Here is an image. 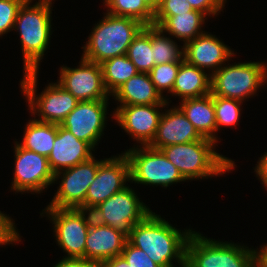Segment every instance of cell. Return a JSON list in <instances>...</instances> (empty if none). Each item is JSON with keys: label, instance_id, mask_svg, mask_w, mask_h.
Segmentation results:
<instances>
[{"label": "cell", "instance_id": "obj_32", "mask_svg": "<svg viewBox=\"0 0 267 267\" xmlns=\"http://www.w3.org/2000/svg\"><path fill=\"white\" fill-rule=\"evenodd\" d=\"M25 0H0V36L14 28L18 10Z\"/></svg>", "mask_w": 267, "mask_h": 267}, {"label": "cell", "instance_id": "obj_25", "mask_svg": "<svg viewBox=\"0 0 267 267\" xmlns=\"http://www.w3.org/2000/svg\"><path fill=\"white\" fill-rule=\"evenodd\" d=\"M25 126L22 143H17L22 148L48 158L56 138L57 124L38 121L34 116Z\"/></svg>", "mask_w": 267, "mask_h": 267}, {"label": "cell", "instance_id": "obj_34", "mask_svg": "<svg viewBox=\"0 0 267 267\" xmlns=\"http://www.w3.org/2000/svg\"><path fill=\"white\" fill-rule=\"evenodd\" d=\"M194 10L187 0H161L154 16H176Z\"/></svg>", "mask_w": 267, "mask_h": 267}, {"label": "cell", "instance_id": "obj_1", "mask_svg": "<svg viewBox=\"0 0 267 267\" xmlns=\"http://www.w3.org/2000/svg\"><path fill=\"white\" fill-rule=\"evenodd\" d=\"M193 231H182L160 215L151 212L142 222L135 224L127 240L144 251L160 267H185L186 245Z\"/></svg>", "mask_w": 267, "mask_h": 267}, {"label": "cell", "instance_id": "obj_10", "mask_svg": "<svg viewBox=\"0 0 267 267\" xmlns=\"http://www.w3.org/2000/svg\"><path fill=\"white\" fill-rule=\"evenodd\" d=\"M45 208L44 213L54 224L55 240L67 253L65 258H85L86 237L93 219L91 212L80 208Z\"/></svg>", "mask_w": 267, "mask_h": 267}, {"label": "cell", "instance_id": "obj_23", "mask_svg": "<svg viewBox=\"0 0 267 267\" xmlns=\"http://www.w3.org/2000/svg\"><path fill=\"white\" fill-rule=\"evenodd\" d=\"M206 15L197 10L177 14L176 16H154L153 25L160 27L164 33L186 42L205 33L202 24Z\"/></svg>", "mask_w": 267, "mask_h": 267}, {"label": "cell", "instance_id": "obj_24", "mask_svg": "<svg viewBox=\"0 0 267 267\" xmlns=\"http://www.w3.org/2000/svg\"><path fill=\"white\" fill-rule=\"evenodd\" d=\"M205 71L183 60L170 94L185 100L211 93V74Z\"/></svg>", "mask_w": 267, "mask_h": 267}, {"label": "cell", "instance_id": "obj_28", "mask_svg": "<svg viewBox=\"0 0 267 267\" xmlns=\"http://www.w3.org/2000/svg\"><path fill=\"white\" fill-rule=\"evenodd\" d=\"M126 56L136 66L139 73H149L152 70L155 60L150 39V25L144 26L133 39Z\"/></svg>", "mask_w": 267, "mask_h": 267}, {"label": "cell", "instance_id": "obj_17", "mask_svg": "<svg viewBox=\"0 0 267 267\" xmlns=\"http://www.w3.org/2000/svg\"><path fill=\"white\" fill-rule=\"evenodd\" d=\"M184 60L200 69L212 70L210 74L218 71L226 61L234 55V51L215 35L206 31L193 40L183 44Z\"/></svg>", "mask_w": 267, "mask_h": 267}, {"label": "cell", "instance_id": "obj_14", "mask_svg": "<svg viewBox=\"0 0 267 267\" xmlns=\"http://www.w3.org/2000/svg\"><path fill=\"white\" fill-rule=\"evenodd\" d=\"M57 83L78 101L109 100L100 64L81 57L77 68L62 66Z\"/></svg>", "mask_w": 267, "mask_h": 267}, {"label": "cell", "instance_id": "obj_5", "mask_svg": "<svg viewBox=\"0 0 267 267\" xmlns=\"http://www.w3.org/2000/svg\"><path fill=\"white\" fill-rule=\"evenodd\" d=\"M257 249L215 241L193 231L187 241L185 267H258Z\"/></svg>", "mask_w": 267, "mask_h": 267}, {"label": "cell", "instance_id": "obj_27", "mask_svg": "<svg viewBox=\"0 0 267 267\" xmlns=\"http://www.w3.org/2000/svg\"><path fill=\"white\" fill-rule=\"evenodd\" d=\"M167 37L164 31L155 25H150V39L153 48L155 66L159 64H167L170 62H182L184 60V47L181 48Z\"/></svg>", "mask_w": 267, "mask_h": 267}, {"label": "cell", "instance_id": "obj_38", "mask_svg": "<svg viewBox=\"0 0 267 267\" xmlns=\"http://www.w3.org/2000/svg\"><path fill=\"white\" fill-rule=\"evenodd\" d=\"M255 171L258 179L261 180V184L264 185V188L267 190V152L260 156L259 161H257Z\"/></svg>", "mask_w": 267, "mask_h": 267}, {"label": "cell", "instance_id": "obj_20", "mask_svg": "<svg viewBox=\"0 0 267 267\" xmlns=\"http://www.w3.org/2000/svg\"><path fill=\"white\" fill-rule=\"evenodd\" d=\"M127 237L114 228L92 219L86 237L85 258L101 264L121 255Z\"/></svg>", "mask_w": 267, "mask_h": 267}, {"label": "cell", "instance_id": "obj_37", "mask_svg": "<svg viewBox=\"0 0 267 267\" xmlns=\"http://www.w3.org/2000/svg\"><path fill=\"white\" fill-rule=\"evenodd\" d=\"M54 267H100V264L87 258H64Z\"/></svg>", "mask_w": 267, "mask_h": 267}, {"label": "cell", "instance_id": "obj_22", "mask_svg": "<svg viewBox=\"0 0 267 267\" xmlns=\"http://www.w3.org/2000/svg\"><path fill=\"white\" fill-rule=\"evenodd\" d=\"M181 103V104H180ZM177 106L193 124L198 133L218 143L214 109V96L211 93L196 98L181 100Z\"/></svg>", "mask_w": 267, "mask_h": 267}, {"label": "cell", "instance_id": "obj_11", "mask_svg": "<svg viewBox=\"0 0 267 267\" xmlns=\"http://www.w3.org/2000/svg\"><path fill=\"white\" fill-rule=\"evenodd\" d=\"M102 161L95 160L93 156L86 162L56 172L54 183L60 178L61 183L47 207L80 208L85 210V198L88 187L94 181L99 164Z\"/></svg>", "mask_w": 267, "mask_h": 267}, {"label": "cell", "instance_id": "obj_35", "mask_svg": "<svg viewBox=\"0 0 267 267\" xmlns=\"http://www.w3.org/2000/svg\"><path fill=\"white\" fill-rule=\"evenodd\" d=\"M13 219L0 211V245L15 244L21 241Z\"/></svg>", "mask_w": 267, "mask_h": 267}, {"label": "cell", "instance_id": "obj_39", "mask_svg": "<svg viewBox=\"0 0 267 267\" xmlns=\"http://www.w3.org/2000/svg\"><path fill=\"white\" fill-rule=\"evenodd\" d=\"M100 267H131L122 255L103 261Z\"/></svg>", "mask_w": 267, "mask_h": 267}, {"label": "cell", "instance_id": "obj_21", "mask_svg": "<svg viewBox=\"0 0 267 267\" xmlns=\"http://www.w3.org/2000/svg\"><path fill=\"white\" fill-rule=\"evenodd\" d=\"M119 106L169 104V98L162 97L155 89L148 73H138L126 81L113 94Z\"/></svg>", "mask_w": 267, "mask_h": 267}, {"label": "cell", "instance_id": "obj_36", "mask_svg": "<svg viewBox=\"0 0 267 267\" xmlns=\"http://www.w3.org/2000/svg\"><path fill=\"white\" fill-rule=\"evenodd\" d=\"M194 10L200 11L206 16L218 15L225 7L226 0H187Z\"/></svg>", "mask_w": 267, "mask_h": 267}, {"label": "cell", "instance_id": "obj_6", "mask_svg": "<svg viewBox=\"0 0 267 267\" xmlns=\"http://www.w3.org/2000/svg\"><path fill=\"white\" fill-rule=\"evenodd\" d=\"M211 74V95L244 101L267 84V64L264 62L234 63Z\"/></svg>", "mask_w": 267, "mask_h": 267}, {"label": "cell", "instance_id": "obj_8", "mask_svg": "<svg viewBox=\"0 0 267 267\" xmlns=\"http://www.w3.org/2000/svg\"><path fill=\"white\" fill-rule=\"evenodd\" d=\"M136 194L129 186L113 194L91 211L93 220L118 230L128 238L133 226L152 212Z\"/></svg>", "mask_w": 267, "mask_h": 267}, {"label": "cell", "instance_id": "obj_7", "mask_svg": "<svg viewBox=\"0 0 267 267\" xmlns=\"http://www.w3.org/2000/svg\"><path fill=\"white\" fill-rule=\"evenodd\" d=\"M39 71L25 72L20 82V90L26 97L31 113L38 115V121L61 124L79 102L57 82L50 83L44 91L37 92Z\"/></svg>", "mask_w": 267, "mask_h": 267}, {"label": "cell", "instance_id": "obj_31", "mask_svg": "<svg viewBox=\"0 0 267 267\" xmlns=\"http://www.w3.org/2000/svg\"><path fill=\"white\" fill-rule=\"evenodd\" d=\"M181 62H170L167 64H159L152 68L148 73L151 82L154 84L155 89L160 93L162 97L163 91L171 93L177 77L178 70Z\"/></svg>", "mask_w": 267, "mask_h": 267}, {"label": "cell", "instance_id": "obj_19", "mask_svg": "<svg viewBox=\"0 0 267 267\" xmlns=\"http://www.w3.org/2000/svg\"><path fill=\"white\" fill-rule=\"evenodd\" d=\"M93 148L76 138L68 129L57 124V134L52 151L48 156L51 170L54 174L60 170L74 167L90 160L94 155Z\"/></svg>", "mask_w": 267, "mask_h": 267}, {"label": "cell", "instance_id": "obj_40", "mask_svg": "<svg viewBox=\"0 0 267 267\" xmlns=\"http://www.w3.org/2000/svg\"><path fill=\"white\" fill-rule=\"evenodd\" d=\"M257 251H259L257 252V266L267 267V244L261 246V249Z\"/></svg>", "mask_w": 267, "mask_h": 267}, {"label": "cell", "instance_id": "obj_33", "mask_svg": "<svg viewBox=\"0 0 267 267\" xmlns=\"http://www.w3.org/2000/svg\"><path fill=\"white\" fill-rule=\"evenodd\" d=\"M121 255L131 267H160L144 251L133 246L128 240Z\"/></svg>", "mask_w": 267, "mask_h": 267}, {"label": "cell", "instance_id": "obj_4", "mask_svg": "<svg viewBox=\"0 0 267 267\" xmlns=\"http://www.w3.org/2000/svg\"><path fill=\"white\" fill-rule=\"evenodd\" d=\"M144 26L136 19L105 13L103 19L92 28L88 41L82 47V57L101 64L110 58L125 55Z\"/></svg>", "mask_w": 267, "mask_h": 267}, {"label": "cell", "instance_id": "obj_30", "mask_svg": "<svg viewBox=\"0 0 267 267\" xmlns=\"http://www.w3.org/2000/svg\"><path fill=\"white\" fill-rule=\"evenodd\" d=\"M242 101L225 97L214 96V109L217 131L223 127H232L239 124Z\"/></svg>", "mask_w": 267, "mask_h": 267}, {"label": "cell", "instance_id": "obj_26", "mask_svg": "<svg viewBox=\"0 0 267 267\" xmlns=\"http://www.w3.org/2000/svg\"><path fill=\"white\" fill-rule=\"evenodd\" d=\"M103 82L110 96L126 81L137 75L139 71L125 55L110 58L100 64Z\"/></svg>", "mask_w": 267, "mask_h": 267}, {"label": "cell", "instance_id": "obj_41", "mask_svg": "<svg viewBox=\"0 0 267 267\" xmlns=\"http://www.w3.org/2000/svg\"><path fill=\"white\" fill-rule=\"evenodd\" d=\"M145 4L155 13L158 9L161 0H143Z\"/></svg>", "mask_w": 267, "mask_h": 267}, {"label": "cell", "instance_id": "obj_9", "mask_svg": "<svg viewBox=\"0 0 267 267\" xmlns=\"http://www.w3.org/2000/svg\"><path fill=\"white\" fill-rule=\"evenodd\" d=\"M130 163V181L143 184L169 187L173 183L186 181L178 169L161 150L149 146L132 147L125 151Z\"/></svg>", "mask_w": 267, "mask_h": 267}, {"label": "cell", "instance_id": "obj_29", "mask_svg": "<svg viewBox=\"0 0 267 267\" xmlns=\"http://www.w3.org/2000/svg\"><path fill=\"white\" fill-rule=\"evenodd\" d=\"M107 13L118 17H130L145 26L153 25L154 12L143 0H104Z\"/></svg>", "mask_w": 267, "mask_h": 267}, {"label": "cell", "instance_id": "obj_3", "mask_svg": "<svg viewBox=\"0 0 267 267\" xmlns=\"http://www.w3.org/2000/svg\"><path fill=\"white\" fill-rule=\"evenodd\" d=\"M215 146V141L203 137L201 140L170 145L160 150L187 181L220 176L234 169V161L217 153Z\"/></svg>", "mask_w": 267, "mask_h": 267}, {"label": "cell", "instance_id": "obj_2", "mask_svg": "<svg viewBox=\"0 0 267 267\" xmlns=\"http://www.w3.org/2000/svg\"><path fill=\"white\" fill-rule=\"evenodd\" d=\"M52 1L38 0L30 5L33 1L25 0L18 10L13 30H18L20 35L23 73L38 71L48 48L52 35Z\"/></svg>", "mask_w": 267, "mask_h": 267}, {"label": "cell", "instance_id": "obj_13", "mask_svg": "<svg viewBox=\"0 0 267 267\" xmlns=\"http://www.w3.org/2000/svg\"><path fill=\"white\" fill-rule=\"evenodd\" d=\"M130 182V163L124 153L104 159L98 167L94 181L88 187L85 210L91 212L110 196L122 191Z\"/></svg>", "mask_w": 267, "mask_h": 267}, {"label": "cell", "instance_id": "obj_12", "mask_svg": "<svg viewBox=\"0 0 267 267\" xmlns=\"http://www.w3.org/2000/svg\"><path fill=\"white\" fill-rule=\"evenodd\" d=\"M14 177L11 190L26 193H41L54 184V172L51 170L48 158L34 151L22 148L14 142Z\"/></svg>", "mask_w": 267, "mask_h": 267}, {"label": "cell", "instance_id": "obj_15", "mask_svg": "<svg viewBox=\"0 0 267 267\" xmlns=\"http://www.w3.org/2000/svg\"><path fill=\"white\" fill-rule=\"evenodd\" d=\"M107 104L108 100L79 101L60 125L94 149L107 124Z\"/></svg>", "mask_w": 267, "mask_h": 267}, {"label": "cell", "instance_id": "obj_18", "mask_svg": "<svg viewBox=\"0 0 267 267\" xmlns=\"http://www.w3.org/2000/svg\"><path fill=\"white\" fill-rule=\"evenodd\" d=\"M162 112L154 139L148 145L160 150L175 144L201 140L203 137L194 128L184 113L175 106Z\"/></svg>", "mask_w": 267, "mask_h": 267}, {"label": "cell", "instance_id": "obj_16", "mask_svg": "<svg viewBox=\"0 0 267 267\" xmlns=\"http://www.w3.org/2000/svg\"><path fill=\"white\" fill-rule=\"evenodd\" d=\"M169 104L117 106L113 117L140 146H148L155 137L162 110Z\"/></svg>", "mask_w": 267, "mask_h": 267}]
</instances>
